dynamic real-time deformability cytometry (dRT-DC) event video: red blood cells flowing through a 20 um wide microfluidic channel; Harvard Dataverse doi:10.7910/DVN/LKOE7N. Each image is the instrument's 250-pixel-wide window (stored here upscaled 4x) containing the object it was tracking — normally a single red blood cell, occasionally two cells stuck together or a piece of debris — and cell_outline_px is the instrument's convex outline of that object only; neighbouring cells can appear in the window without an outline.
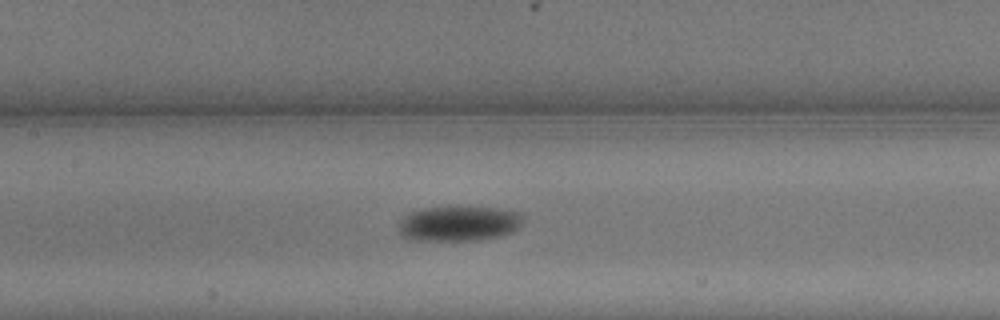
{"species": "common noctule bat (a hibernating species)", "species_latin": "Nyctalus noctula", "temperature_condition": "warm", "stored_images_in_passage": 7, "camera_frame_rate_fps": 3000, "um_per_image_px": 0.085, "animal": {"sex": "male", "body_mass_g": 13.3}, "frame": {"image": 1, "passage_image": 5, "time_ms": 1.333, "image_size_px": [1000, 320], "cell_outline_px": [[524, 220], [512, 232], [500, 236], [480, 240], [408, 240], [400, 236], [400, 220], [404, 216], [412, 212], [424, 208], [496, 208], [520, 212]], "centroid_in_image_um": [38.99, 19.02], "position_along_channel_um": 168.4, "area_um2": 25.14}}
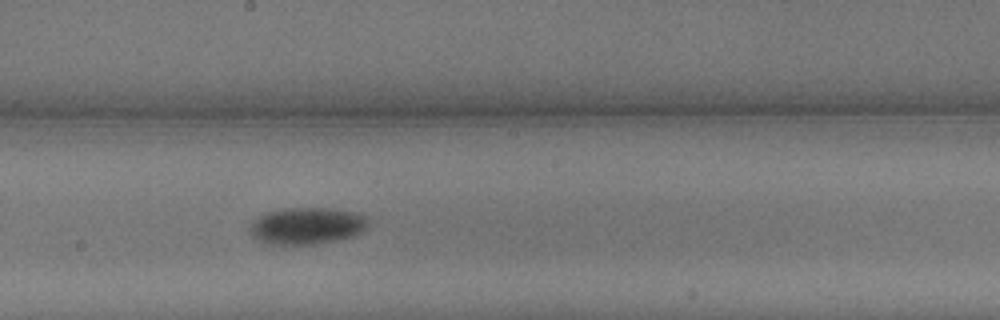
{"frame": {"image": 2, "passage_image": 7, "time_ms": 2.0, "image_size_px": [1000, 320], "cell_outline_px": [[368, 228], [364, 232], [356, 236], [316, 244], [268, 244], [256, 240], [248, 232], [248, 228], [260, 216], [268, 212], [284, 208], [328, 208], [360, 212], [368, 216]], "centroid_in_image_um": [26.15, 19.2], "position_along_channel_um": 222.0, "area_um2": 25.84}}